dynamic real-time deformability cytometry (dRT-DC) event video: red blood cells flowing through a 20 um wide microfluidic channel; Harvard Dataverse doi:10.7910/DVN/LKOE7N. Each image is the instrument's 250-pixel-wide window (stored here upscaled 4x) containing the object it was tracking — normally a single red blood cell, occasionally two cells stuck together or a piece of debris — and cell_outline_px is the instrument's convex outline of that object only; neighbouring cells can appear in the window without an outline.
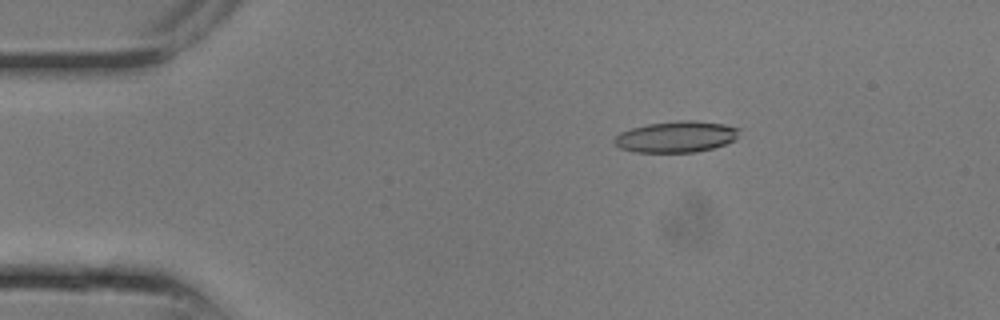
{"species": "common noctule bat (a hibernating species)", "species_latin": "Nyctalus noctula", "temperature_condition": "room temperature", "stored_images_in_passage": 7, "camera_frame_rate_fps": 3000, "um_per_image_px": 0.085, "animal": {"sex": "male", "body_mass_g": 13.3}, "frame": {"image": 1, "passage_image": 4, "time_ms": 1.0, "image_size_px": [1000, 320], "cell_outline_px": [[740, 128], [736, 136], [732, 140], [724, 144], [712, 148], [696, 152], [636, 152], [620, 148], [612, 140], [620, 132], [632, 128], [648, 124], [676, 120], [692, 120], [724, 124]], "centroid_in_image_um": [57.45, 11.62], "position_along_channel_um": 27.6, "area_um2": 22.54}}
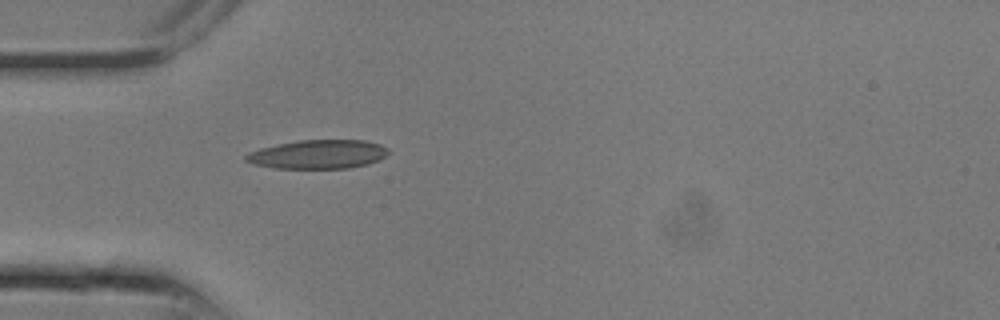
{"frame": {"image": 2, "passage_image": 7, "time_ms": 2.0, "image_size_px": [1000, 320], "cell_outline_px": [[392, 152], [380, 160], [368, 164], [348, 168], [276, 168], [252, 164], [244, 160], [244, 156], [248, 152], [260, 148], [300, 140], [364, 140], [380, 144], [388, 148]], "centroid_in_image_um": [27.07, 13.12], "position_along_channel_um": 57.9, "area_um2": 24.1}}